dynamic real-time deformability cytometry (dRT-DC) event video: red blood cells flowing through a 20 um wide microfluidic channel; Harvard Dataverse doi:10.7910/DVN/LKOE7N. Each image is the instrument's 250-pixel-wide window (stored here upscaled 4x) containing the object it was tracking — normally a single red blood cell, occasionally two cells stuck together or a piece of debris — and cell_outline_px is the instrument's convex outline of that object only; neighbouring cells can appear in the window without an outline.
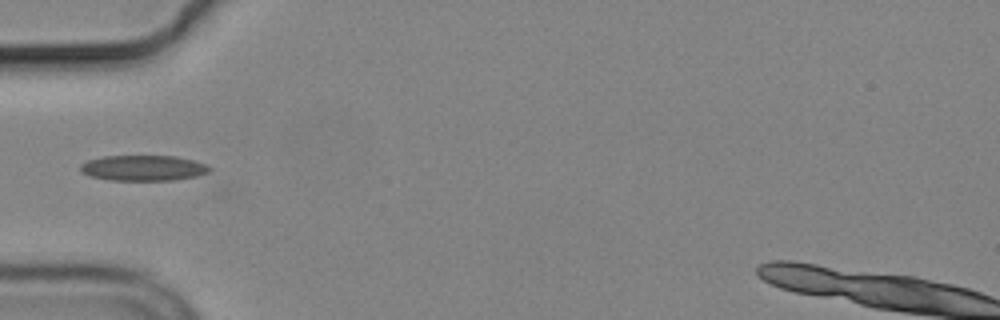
{"species": "common noctule bat (a hibernating species)", "species_latin": "Nyctalus noctula", "temperature_condition": "cold", "stored_images_in_passage": 8, "camera_frame_rate_fps": 3000, "um_per_image_px": 0.085, "animal": {"sex": "male", "body_mass_g": 19.2, "forearm_length_mm": 51.8}, "frame": {"image": 1, "passage_image": 8, "time_ms": 8.333, "image_size_px": [1000, 320], "cell_outline_px": [[212, 168], [208, 172], [196, 176], [172, 180], [112, 180], [92, 176], [80, 172], [80, 164], [88, 160], [104, 156], [176, 156], [192, 160], [204, 164]], "centroid_in_image_um": [12.16, 14.27], "position_along_channel_um": 72.8, "area_um2": 19.02}}